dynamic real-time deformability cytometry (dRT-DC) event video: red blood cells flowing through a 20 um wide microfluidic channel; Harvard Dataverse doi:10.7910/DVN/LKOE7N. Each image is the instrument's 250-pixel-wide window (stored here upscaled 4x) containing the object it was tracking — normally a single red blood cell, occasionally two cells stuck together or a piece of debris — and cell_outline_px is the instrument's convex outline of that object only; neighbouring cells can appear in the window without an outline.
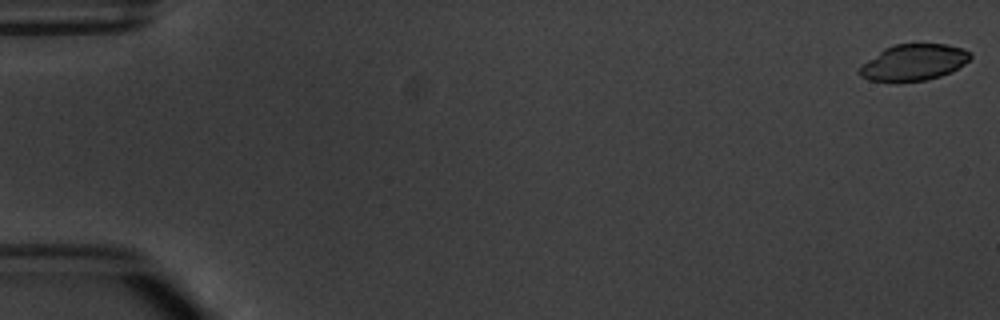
{"species": "common noctule bat (a hibernating species)", "species_latin": "Nyctalus noctula", "temperature_condition": "warm", "stored_images_in_passage": 6, "segment_of_instrument_passage": [1, 2], "camera_frame_rate_fps": 3000, "um_per_image_px": 0.085, "animal": {"sex": "male", "body_mass_g": 20.1, "forearm_length_mm": 53.5}, "frame": {"image": 1, "passage_image": 1, "time_ms": 0.0, "image_size_px": [1000, 320], "cell_outline_px": [[972, 56], [964, 64], [952, 72], [928, 80], [868, 80], [860, 76], [856, 72], [868, 60], [884, 48], [896, 44], [944, 44], [964, 48]], "centroid_in_image_um": [77.68, 5.29], "position_along_channel_um": 7.3, "area_um2": 23.0}}